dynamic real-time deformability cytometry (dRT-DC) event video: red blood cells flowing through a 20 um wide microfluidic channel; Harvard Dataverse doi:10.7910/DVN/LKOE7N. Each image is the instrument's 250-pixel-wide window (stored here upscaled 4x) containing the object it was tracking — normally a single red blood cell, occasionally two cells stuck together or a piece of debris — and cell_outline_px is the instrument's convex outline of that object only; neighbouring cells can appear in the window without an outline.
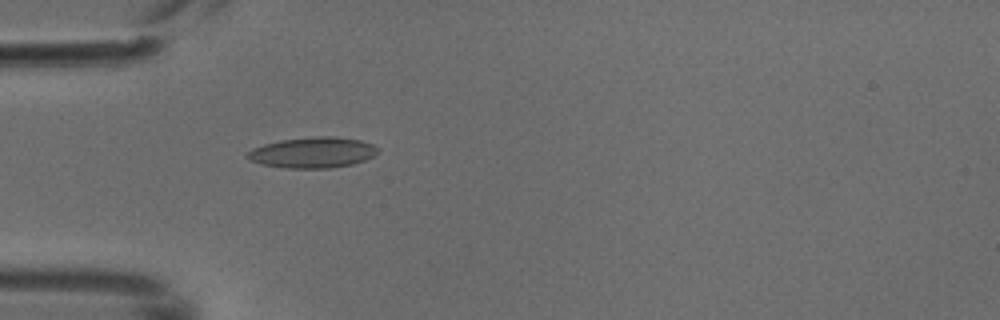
{"species": "common noctule bat (a hibernating species)", "species_latin": "Nyctalus noctula", "temperature_condition": "cold", "stored_images_in_passage": 1, "camera_frame_rate_fps": 3000, "um_per_image_px": 0.085, "animal": {"sex": "male", "body_mass_g": 18.8}, "frame": {"image": 1, "passage_image": 1, "time_ms": 0.0, "image_size_px": [1000, 320], "cell_outline_px": [[376, 152], [372, 156], [364, 160], [352, 164], [328, 168], [288, 168], [260, 164], [248, 160], [244, 156], [252, 148], [264, 144], [280, 140], [316, 136], [336, 136], [360, 140], [372, 144], [376, 148]], "centroid_in_image_um": [26.51, 12.96], "position_along_channel_um": 58.5, "area_um2": 23.29}}